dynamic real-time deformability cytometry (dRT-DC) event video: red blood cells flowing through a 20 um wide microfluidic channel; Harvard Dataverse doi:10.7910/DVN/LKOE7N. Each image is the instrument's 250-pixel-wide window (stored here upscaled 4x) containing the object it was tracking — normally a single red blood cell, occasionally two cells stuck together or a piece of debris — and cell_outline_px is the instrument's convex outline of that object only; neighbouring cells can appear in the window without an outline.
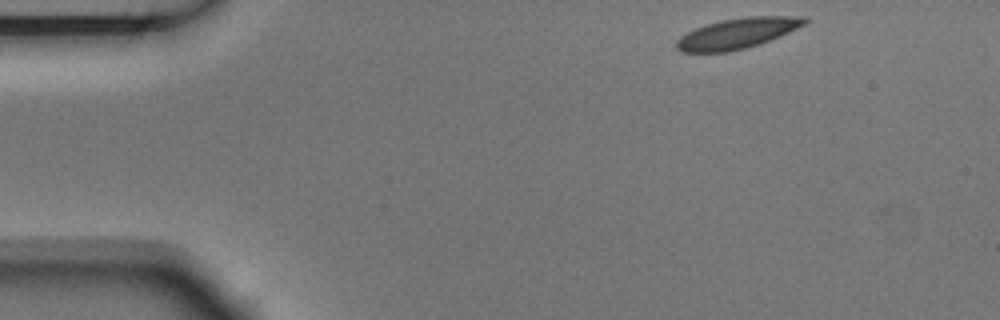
{"species": "Egyptian fruit bat (a non-hibernating species)", "species_latin": "Rousettus aegyptiacus", "temperature_condition": "room temperature", "stored_images_in_passage": 4, "segment_of_instrument_passage": [1, 2], "camera_frame_rate_fps": 3000, "um_per_image_px": 0.085, "animal": {"sex": "male"}, "frame": {"image": 1, "passage_image": 1, "time_ms": 0.0, "image_size_px": [1000, 320], "cell_outline_px": [[812, 20], [780, 36], [760, 44], [728, 52], [680, 52], [676, 48], [676, 40], [680, 36], [696, 28], [720, 20], [748, 16], [808, 16]], "centroid_in_image_um": [62.7, 2.83], "position_along_channel_um": 22.3, "area_um2": 22.77}}
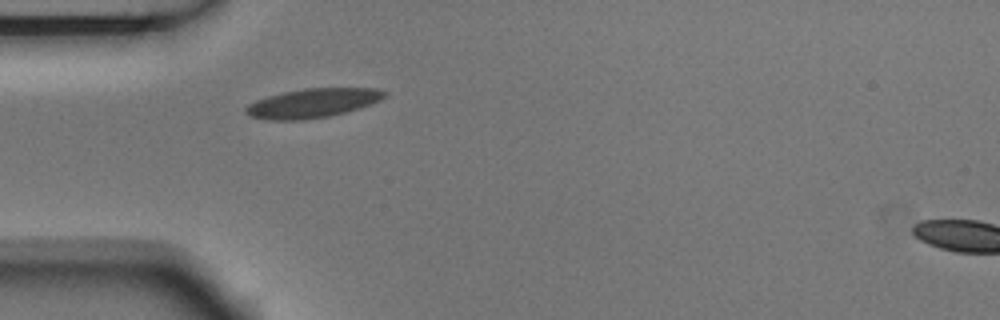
{"frame": {"image": 2, "passage_image": 3, "time_ms": 0.667, "image_size_px": [1000, 320], "cell_outline_px": [[388, 96], [380, 100], [360, 108], [328, 116], [304, 120], [268, 120], [252, 116], [244, 112], [244, 108], [248, 104], [256, 100], [268, 96], [284, 92], [304, 88], [376, 88], [388, 92]], "centroid_in_image_um": [26.59, 8.76], "position_along_channel_um": 58.4, "area_um2": 23.58}}